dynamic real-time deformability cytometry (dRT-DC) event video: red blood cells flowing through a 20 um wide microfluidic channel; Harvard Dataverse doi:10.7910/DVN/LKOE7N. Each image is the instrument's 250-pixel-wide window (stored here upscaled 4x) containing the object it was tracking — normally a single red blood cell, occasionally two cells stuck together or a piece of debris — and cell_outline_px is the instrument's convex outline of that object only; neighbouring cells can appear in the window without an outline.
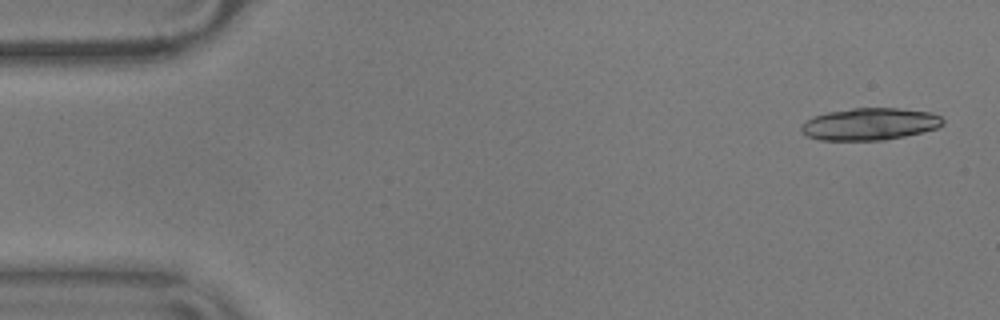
{"species": "common noctule bat (a hibernating species)", "species_latin": "Nyctalus noctula", "temperature_condition": "warm", "stored_images_in_passage": 39, "camera_frame_rate_fps": 3000, "um_per_image_px": 0.085, "animal": {"sex": "male", "body_mass_g": 17.9}, "frame": {"image": 1, "passage_image": 2, "time_ms": 0.333, "image_size_px": [1000, 320], "cell_outline_px": [[944, 124], [936, 128], [904, 136], [884, 140], [820, 140], [808, 136], [800, 132], [800, 124], [804, 120], [812, 116], [828, 112], [852, 108], [900, 108], [932, 112], [940, 116], [944, 120]], "centroid_in_image_um": [73.89, 10.53], "position_along_channel_um": 11.1, "area_um2": 26.7}}